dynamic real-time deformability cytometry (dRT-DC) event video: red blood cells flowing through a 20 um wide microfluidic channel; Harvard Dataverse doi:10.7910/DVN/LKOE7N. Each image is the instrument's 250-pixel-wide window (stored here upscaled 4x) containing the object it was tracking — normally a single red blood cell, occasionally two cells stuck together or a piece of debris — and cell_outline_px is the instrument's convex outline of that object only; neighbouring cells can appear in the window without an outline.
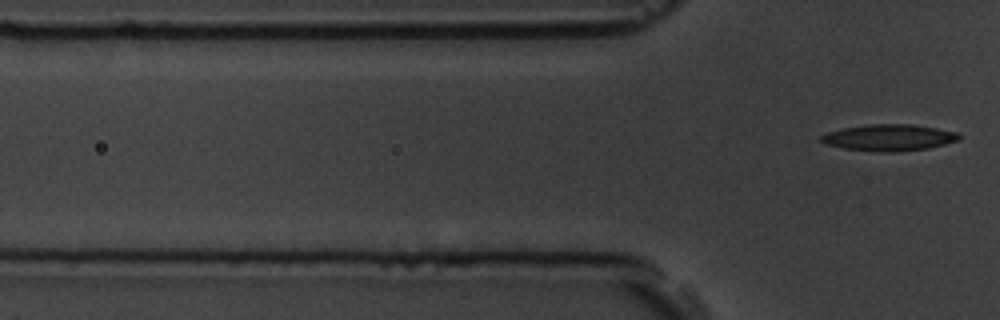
{"species": "common noctule bat (a hibernating species)", "species_latin": "Nyctalus noctula", "temperature_condition": "room temperature", "stored_images_in_passage": 4, "segment_of_instrument_passage": [2, 2], "camera_frame_rate_fps": 3000, "um_per_image_px": 0.085, "animal": {"sex": "male", "body_mass_g": 19.5, "forearm_length_mm": 54.6}, "frame": {"image": 1, "passage_image": 4, "time_ms": 3.333, "image_size_px": [1000, 320], "cell_outline_px": [[960, 136], [956, 140], [944, 144], [928, 148], [880, 152], [844, 148], [824, 144], [820, 140], [820, 136], [828, 132], [840, 128], [868, 124], [912, 124], [936, 128], [956, 132]], "centroid_in_image_um": [75.49, 11.68], "position_along_channel_um": 50.3, "area_um2": 20.98}}